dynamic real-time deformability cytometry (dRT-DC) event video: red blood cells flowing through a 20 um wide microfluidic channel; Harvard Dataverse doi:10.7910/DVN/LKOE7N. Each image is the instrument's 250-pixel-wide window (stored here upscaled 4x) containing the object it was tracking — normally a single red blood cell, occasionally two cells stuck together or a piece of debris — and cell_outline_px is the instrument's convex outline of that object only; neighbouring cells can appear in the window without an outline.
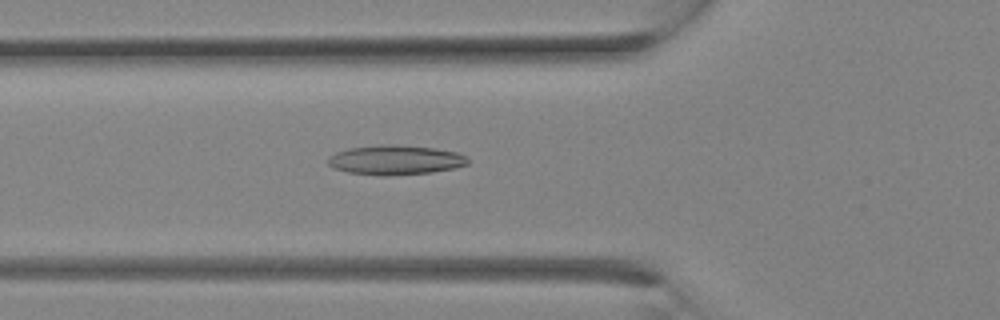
{"species": "Egyptian fruit bat (a non-hibernating species)", "species_latin": "Rousettus aegyptiacus", "temperature_condition": "room temperature", "stored_images_in_passage": 13, "camera_frame_rate_fps": 3000, "um_per_image_px": 0.085, "animal": {"sex": "female"}, "frame": {"image": 1, "passage_image": 11, "time_ms": 3.333, "image_size_px": [1000, 320], "cell_outline_px": [[468, 164], [452, 168], [432, 172], [384, 176], [380, 176], [348, 172], [336, 168], [328, 164], [328, 160], [336, 152], [348, 148], [432, 148], [456, 152], [464, 156], [468, 160]], "centroid_in_image_um": [33.62, 13.66], "position_along_channel_um": 92.2, "area_um2": 22.43}}
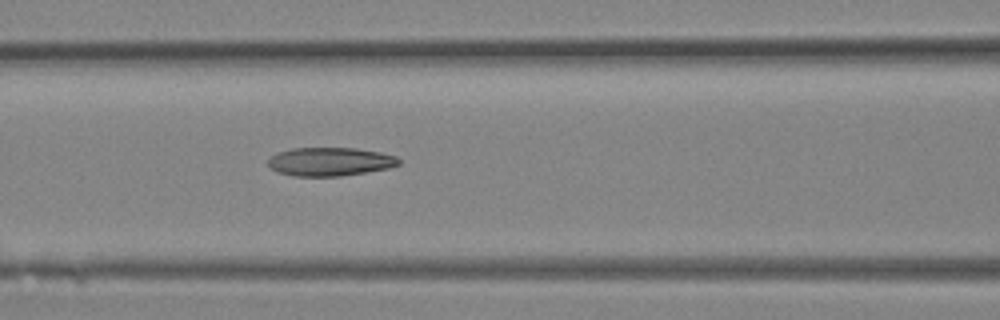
{"frame": {"image": 2, "passage_image": 13, "time_ms": 4.0, "image_size_px": [1000, 320], "cell_outline_px": [[400, 164], [388, 168], [340, 176], [292, 176], [276, 172], [268, 164], [268, 160], [272, 156], [280, 152], [292, 148], [356, 148], [380, 152], [396, 156], [400, 160]], "centroid_in_image_um": [28.05, 13.74], "position_along_channel_um": 138.5, "area_um2": 21.62}}